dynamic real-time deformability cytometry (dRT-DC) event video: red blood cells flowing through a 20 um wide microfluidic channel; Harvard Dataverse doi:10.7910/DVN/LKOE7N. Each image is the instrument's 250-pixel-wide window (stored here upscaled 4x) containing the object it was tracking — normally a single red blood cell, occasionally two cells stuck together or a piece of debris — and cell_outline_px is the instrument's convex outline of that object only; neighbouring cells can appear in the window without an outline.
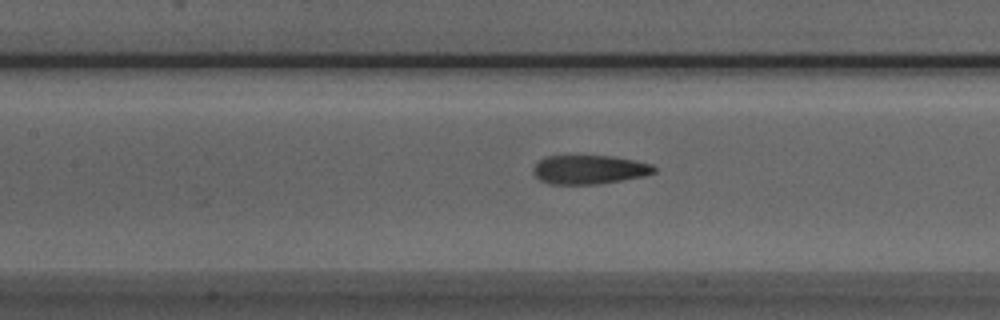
{"species": "Egyptian fruit bat (a non-hibernating species)", "species_latin": "Rousettus aegyptiacus", "temperature_condition": "room temperature", "stored_images_in_passage": 27, "camera_frame_rate_fps": 3000, "um_per_image_px": 0.085, "animal": {"sex": "male"}, "frame": {"image": 1, "passage_image": 9, "time_ms": 2.667, "image_size_px": [1000, 320], "cell_outline_px": [[656, 172], [644, 176], [596, 184], [548, 184], [540, 180], [532, 172], [532, 168], [544, 156], [612, 156], [652, 164], [656, 168]], "centroid_in_image_um": [50.06, 14.41], "position_along_channel_um": 157.3, "area_um2": 20.29}}
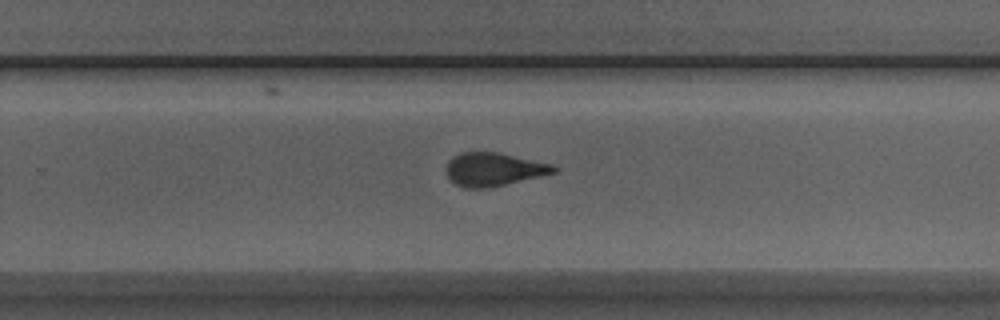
{"frame": {"image": 2, "passage_image": 19, "time_ms": 6.0, "image_size_px": [1000, 320], "cell_outline_px": [[556, 172], [488, 188], [468, 188], [456, 184], [444, 172], [444, 168], [448, 160], [452, 156], [460, 152], [496, 152], [552, 164], [556, 168]], "centroid_in_image_um": [41.88, 14.38], "position_along_channel_um": 287.9, "area_um2": 20.69}}
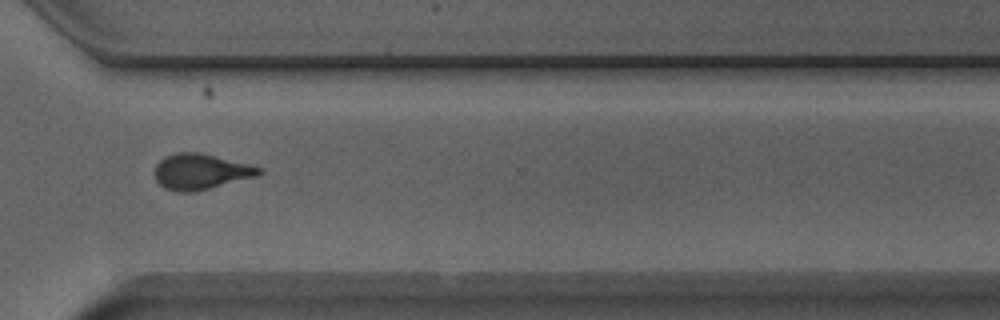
{"frame": {"image": 3, "passage_image": 24, "time_ms": 7.667, "image_size_px": [1000, 320], "cell_outline_px": [[264, 172], [256, 176], [192, 192], [176, 192], [164, 188], [156, 180], [152, 172], [156, 164], [164, 156], [176, 152], [200, 152], [264, 168]], "centroid_in_image_um": [17.01, 14.58], "position_along_channel_um": 353.6, "area_um2": 21.73}, "authors_computed_cell_mechanics": {"area_um2": 21.4438, "velocity_mm_per_s": 3.9323, "shape_relaxation_time_tau1_ms": 6.3142, "shape_relaxation_time_tau2_ms": 1.7133, "deformation_change_tau1": 0.1952, "deformation_change_tau2": 0.1013}}